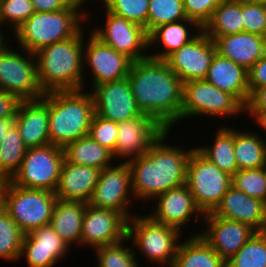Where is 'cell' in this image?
<instances>
[{"instance_id":"d590c367","label":"cell","mask_w":266,"mask_h":267,"mask_svg":"<svg viewBox=\"0 0 266 267\" xmlns=\"http://www.w3.org/2000/svg\"><path fill=\"white\" fill-rule=\"evenodd\" d=\"M24 233L0 206V258L7 261L20 259Z\"/></svg>"},{"instance_id":"1f68e13d","label":"cell","mask_w":266,"mask_h":267,"mask_svg":"<svg viewBox=\"0 0 266 267\" xmlns=\"http://www.w3.org/2000/svg\"><path fill=\"white\" fill-rule=\"evenodd\" d=\"M219 128L211 146H200L195 149L207 160L233 176L238 171L234 155V128L232 126Z\"/></svg>"},{"instance_id":"ffe728a7","label":"cell","mask_w":266,"mask_h":267,"mask_svg":"<svg viewBox=\"0 0 266 267\" xmlns=\"http://www.w3.org/2000/svg\"><path fill=\"white\" fill-rule=\"evenodd\" d=\"M153 202L156 209L152 214L147 215L159 223L178 229L180 232L183 231L182 226L184 227L185 224L189 223V219L203 217L186 184L159 194L153 199Z\"/></svg>"},{"instance_id":"5bb4252c","label":"cell","mask_w":266,"mask_h":267,"mask_svg":"<svg viewBox=\"0 0 266 267\" xmlns=\"http://www.w3.org/2000/svg\"><path fill=\"white\" fill-rule=\"evenodd\" d=\"M216 54L214 41L201 29L196 36L164 61L183 83L204 80Z\"/></svg>"},{"instance_id":"4dcf8cb0","label":"cell","mask_w":266,"mask_h":267,"mask_svg":"<svg viewBox=\"0 0 266 267\" xmlns=\"http://www.w3.org/2000/svg\"><path fill=\"white\" fill-rule=\"evenodd\" d=\"M234 155L238 170L256 169L266 164V139L255 132L234 127Z\"/></svg>"},{"instance_id":"816d5d0a","label":"cell","mask_w":266,"mask_h":267,"mask_svg":"<svg viewBox=\"0 0 266 267\" xmlns=\"http://www.w3.org/2000/svg\"><path fill=\"white\" fill-rule=\"evenodd\" d=\"M1 26L2 25H0V53L4 52L9 47L6 42L7 36L5 37V34H3L6 32H4V30L2 31L3 28Z\"/></svg>"},{"instance_id":"8fae6325","label":"cell","mask_w":266,"mask_h":267,"mask_svg":"<svg viewBox=\"0 0 266 267\" xmlns=\"http://www.w3.org/2000/svg\"><path fill=\"white\" fill-rule=\"evenodd\" d=\"M10 45L0 53V90L16 95L20 100H36L45 93L38 81L35 53Z\"/></svg>"},{"instance_id":"8d00e7d4","label":"cell","mask_w":266,"mask_h":267,"mask_svg":"<svg viewBox=\"0 0 266 267\" xmlns=\"http://www.w3.org/2000/svg\"><path fill=\"white\" fill-rule=\"evenodd\" d=\"M226 267H266V231L256 232L226 261Z\"/></svg>"},{"instance_id":"f6af8a7d","label":"cell","mask_w":266,"mask_h":267,"mask_svg":"<svg viewBox=\"0 0 266 267\" xmlns=\"http://www.w3.org/2000/svg\"><path fill=\"white\" fill-rule=\"evenodd\" d=\"M266 86V54L248 70V89L250 95L260 87Z\"/></svg>"},{"instance_id":"2e32d148","label":"cell","mask_w":266,"mask_h":267,"mask_svg":"<svg viewBox=\"0 0 266 267\" xmlns=\"http://www.w3.org/2000/svg\"><path fill=\"white\" fill-rule=\"evenodd\" d=\"M90 92L95 114L107 120L120 123L143 115L127 77L97 85Z\"/></svg>"},{"instance_id":"db71d44e","label":"cell","mask_w":266,"mask_h":267,"mask_svg":"<svg viewBox=\"0 0 266 267\" xmlns=\"http://www.w3.org/2000/svg\"><path fill=\"white\" fill-rule=\"evenodd\" d=\"M4 185V180L0 179V206H2V189Z\"/></svg>"},{"instance_id":"ab89813d","label":"cell","mask_w":266,"mask_h":267,"mask_svg":"<svg viewBox=\"0 0 266 267\" xmlns=\"http://www.w3.org/2000/svg\"><path fill=\"white\" fill-rule=\"evenodd\" d=\"M232 186L250 197L266 202V178L263 167L238 170L232 176Z\"/></svg>"},{"instance_id":"60d3db41","label":"cell","mask_w":266,"mask_h":267,"mask_svg":"<svg viewBox=\"0 0 266 267\" xmlns=\"http://www.w3.org/2000/svg\"><path fill=\"white\" fill-rule=\"evenodd\" d=\"M34 13L32 0H0V25L7 23L13 28L12 31L17 30Z\"/></svg>"},{"instance_id":"484cf974","label":"cell","mask_w":266,"mask_h":267,"mask_svg":"<svg viewBox=\"0 0 266 267\" xmlns=\"http://www.w3.org/2000/svg\"><path fill=\"white\" fill-rule=\"evenodd\" d=\"M204 80L221 91L230 93L246 107L250 91L248 89V71L245 68L216 53Z\"/></svg>"},{"instance_id":"74e56055","label":"cell","mask_w":266,"mask_h":267,"mask_svg":"<svg viewBox=\"0 0 266 267\" xmlns=\"http://www.w3.org/2000/svg\"><path fill=\"white\" fill-rule=\"evenodd\" d=\"M127 241H130L128 237L120 242L95 248L93 251L98 262L96 267H140L136 258L139 254L134 253V248L123 245Z\"/></svg>"},{"instance_id":"d6986e66","label":"cell","mask_w":266,"mask_h":267,"mask_svg":"<svg viewBox=\"0 0 266 267\" xmlns=\"http://www.w3.org/2000/svg\"><path fill=\"white\" fill-rule=\"evenodd\" d=\"M200 219L207 228L191 235L200 234L225 262L257 232L247 224L216 217L212 213L204 214Z\"/></svg>"},{"instance_id":"c3c4849f","label":"cell","mask_w":266,"mask_h":267,"mask_svg":"<svg viewBox=\"0 0 266 267\" xmlns=\"http://www.w3.org/2000/svg\"><path fill=\"white\" fill-rule=\"evenodd\" d=\"M245 109H266V86L257 88L250 95Z\"/></svg>"},{"instance_id":"4316f807","label":"cell","mask_w":266,"mask_h":267,"mask_svg":"<svg viewBox=\"0 0 266 267\" xmlns=\"http://www.w3.org/2000/svg\"><path fill=\"white\" fill-rule=\"evenodd\" d=\"M87 203L57 199L53 208L50 225L69 245H80L83 217Z\"/></svg>"},{"instance_id":"ee69618b","label":"cell","mask_w":266,"mask_h":267,"mask_svg":"<svg viewBox=\"0 0 266 267\" xmlns=\"http://www.w3.org/2000/svg\"><path fill=\"white\" fill-rule=\"evenodd\" d=\"M221 1L222 0H183L186 17L203 29L210 21L214 10Z\"/></svg>"},{"instance_id":"7a4b0ae2","label":"cell","mask_w":266,"mask_h":267,"mask_svg":"<svg viewBox=\"0 0 266 267\" xmlns=\"http://www.w3.org/2000/svg\"><path fill=\"white\" fill-rule=\"evenodd\" d=\"M164 131L142 156L128 162L134 199L150 202L159 194L186 184L187 164L194 148L165 143Z\"/></svg>"},{"instance_id":"6da1fadb","label":"cell","mask_w":266,"mask_h":267,"mask_svg":"<svg viewBox=\"0 0 266 267\" xmlns=\"http://www.w3.org/2000/svg\"><path fill=\"white\" fill-rule=\"evenodd\" d=\"M127 78L143 114L157 120L166 130L181 122L183 82L164 60L149 56L134 61Z\"/></svg>"},{"instance_id":"681fc988","label":"cell","mask_w":266,"mask_h":267,"mask_svg":"<svg viewBox=\"0 0 266 267\" xmlns=\"http://www.w3.org/2000/svg\"><path fill=\"white\" fill-rule=\"evenodd\" d=\"M245 112L252 116L255 123L266 130V109H245Z\"/></svg>"},{"instance_id":"7c38bea8","label":"cell","mask_w":266,"mask_h":267,"mask_svg":"<svg viewBox=\"0 0 266 267\" xmlns=\"http://www.w3.org/2000/svg\"><path fill=\"white\" fill-rule=\"evenodd\" d=\"M132 201L134 199L131 170L127 162L123 160L117 166L113 164L100 170L97 184L88 204L96 208L115 210L129 220L135 215L130 214L129 208Z\"/></svg>"},{"instance_id":"30bf717a","label":"cell","mask_w":266,"mask_h":267,"mask_svg":"<svg viewBox=\"0 0 266 267\" xmlns=\"http://www.w3.org/2000/svg\"><path fill=\"white\" fill-rule=\"evenodd\" d=\"M245 113V107L230 93L221 91L205 80L183 83V103L180 120L183 118L231 117Z\"/></svg>"},{"instance_id":"d6a6232c","label":"cell","mask_w":266,"mask_h":267,"mask_svg":"<svg viewBox=\"0 0 266 267\" xmlns=\"http://www.w3.org/2000/svg\"><path fill=\"white\" fill-rule=\"evenodd\" d=\"M202 30L212 40L216 37L242 33V4L235 0H222Z\"/></svg>"},{"instance_id":"8992f818","label":"cell","mask_w":266,"mask_h":267,"mask_svg":"<svg viewBox=\"0 0 266 267\" xmlns=\"http://www.w3.org/2000/svg\"><path fill=\"white\" fill-rule=\"evenodd\" d=\"M56 200L52 191L22 188L4 181L2 207L24 234L50 224Z\"/></svg>"},{"instance_id":"277c9868","label":"cell","mask_w":266,"mask_h":267,"mask_svg":"<svg viewBox=\"0 0 266 267\" xmlns=\"http://www.w3.org/2000/svg\"><path fill=\"white\" fill-rule=\"evenodd\" d=\"M94 114L90 90L48 92L49 143L64 148L68 143L88 135Z\"/></svg>"},{"instance_id":"f35d334b","label":"cell","mask_w":266,"mask_h":267,"mask_svg":"<svg viewBox=\"0 0 266 267\" xmlns=\"http://www.w3.org/2000/svg\"><path fill=\"white\" fill-rule=\"evenodd\" d=\"M104 9L142 27L147 26L149 0H101Z\"/></svg>"},{"instance_id":"bcb514c9","label":"cell","mask_w":266,"mask_h":267,"mask_svg":"<svg viewBox=\"0 0 266 267\" xmlns=\"http://www.w3.org/2000/svg\"><path fill=\"white\" fill-rule=\"evenodd\" d=\"M35 12H52L73 6H83L79 0H32Z\"/></svg>"},{"instance_id":"d4e9b609","label":"cell","mask_w":266,"mask_h":267,"mask_svg":"<svg viewBox=\"0 0 266 267\" xmlns=\"http://www.w3.org/2000/svg\"><path fill=\"white\" fill-rule=\"evenodd\" d=\"M216 53L231 59L247 71L266 54V37L242 32L213 39Z\"/></svg>"},{"instance_id":"b9f144b4","label":"cell","mask_w":266,"mask_h":267,"mask_svg":"<svg viewBox=\"0 0 266 267\" xmlns=\"http://www.w3.org/2000/svg\"><path fill=\"white\" fill-rule=\"evenodd\" d=\"M117 131L118 123L94 114L90 124L89 136L112 153H114L118 138Z\"/></svg>"},{"instance_id":"f907efd6","label":"cell","mask_w":266,"mask_h":267,"mask_svg":"<svg viewBox=\"0 0 266 267\" xmlns=\"http://www.w3.org/2000/svg\"><path fill=\"white\" fill-rule=\"evenodd\" d=\"M14 124V118H2L0 119V145L1 141L8 131V129Z\"/></svg>"},{"instance_id":"7dc6e473","label":"cell","mask_w":266,"mask_h":267,"mask_svg":"<svg viewBox=\"0 0 266 267\" xmlns=\"http://www.w3.org/2000/svg\"><path fill=\"white\" fill-rule=\"evenodd\" d=\"M20 101L16 95L0 90V119L15 118Z\"/></svg>"},{"instance_id":"ac0fdd59","label":"cell","mask_w":266,"mask_h":267,"mask_svg":"<svg viewBox=\"0 0 266 267\" xmlns=\"http://www.w3.org/2000/svg\"><path fill=\"white\" fill-rule=\"evenodd\" d=\"M83 61L92 72L91 89L102 83L127 77L133 62L126 55L104 44L91 32L88 41L84 42Z\"/></svg>"},{"instance_id":"11a10c76","label":"cell","mask_w":266,"mask_h":267,"mask_svg":"<svg viewBox=\"0 0 266 267\" xmlns=\"http://www.w3.org/2000/svg\"><path fill=\"white\" fill-rule=\"evenodd\" d=\"M263 169H264V175H265V178H266V164L263 166Z\"/></svg>"},{"instance_id":"f5cc1de1","label":"cell","mask_w":266,"mask_h":267,"mask_svg":"<svg viewBox=\"0 0 266 267\" xmlns=\"http://www.w3.org/2000/svg\"><path fill=\"white\" fill-rule=\"evenodd\" d=\"M241 4H266V0H235Z\"/></svg>"},{"instance_id":"52a82bcc","label":"cell","mask_w":266,"mask_h":267,"mask_svg":"<svg viewBox=\"0 0 266 267\" xmlns=\"http://www.w3.org/2000/svg\"><path fill=\"white\" fill-rule=\"evenodd\" d=\"M181 235L178 229L159 223L149 215L135 214L128 220L127 237L133 242L132 246L138 249L134 253L144 254L149 263L171 267Z\"/></svg>"},{"instance_id":"9c48e42d","label":"cell","mask_w":266,"mask_h":267,"mask_svg":"<svg viewBox=\"0 0 266 267\" xmlns=\"http://www.w3.org/2000/svg\"><path fill=\"white\" fill-rule=\"evenodd\" d=\"M64 160L59 146L27 148L20 168L9 181L22 188L55 192Z\"/></svg>"},{"instance_id":"ba28073f","label":"cell","mask_w":266,"mask_h":267,"mask_svg":"<svg viewBox=\"0 0 266 267\" xmlns=\"http://www.w3.org/2000/svg\"><path fill=\"white\" fill-rule=\"evenodd\" d=\"M186 185L202 214L212 213L232 186V176L220 170L194 147L186 173Z\"/></svg>"},{"instance_id":"83f0119b","label":"cell","mask_w":266,"mask_h":267,"mask_svg":"<svg viewBox=\"0 0 266 267\" xmlns=\"http://www.w3.org/2000/svg\"><path fill=\"white\" fill-rule=\"evenodd\" d=\"M189 26L192 28L196 27V33L193 32V35H191V30L188 28ZM200 30L201 28L194 21L189 19L165 24L156 28L149 35V47H151V49L154 47L159 52H155L156 54L154 55L149 54V56L164 60L172 52L178 50L184 44L192 40ZM159 45L162 51H160V49L158 50Z\"/></svg>"},{"instance_id":"e0dca14e","label":"cell","mask_w":266,"mask_h":267,"mask_svg":"<svg viewBox=\"0 0 266 267\" xmlns=\"http://www.w3.org/2000/svg\"><path fill=\"white\" fill-rule=\"evenodd\" d=\"M164 131L166 129L147 114L118 123L114 159L119 157L128 163L142 156Z\"/></svg>"},{"instance_id":"5b68a950","label":"cell","mask_w":266,"mask_h":267,"mask_svg":"<svg viewBox=\"0 0 266 267\" xmlns=\"http://www.w3.org/2000/svg\"><path fill=\"white\" fill-rule=\"evenodd\" d=\"M83 6H73L52 12H35L13 32L17 48L36 53L41 48L75 36L91 16ZM82 11H81V10ZM87 17V18H86ZM88 19V20H87ZM90 19V20H89Z\"/></svg>"},{"instance_id":"e575fe53","label":"cell","mask_w":266,"mask_h":267,"mask_svg":"<svg viewBox=\"0 0 266 267\" xmlns=\"http://www.w3.org/2000/svg\"><path fill=\"white\" fill-rule=\"evenodd\" d=\"M146 32L150 35L156 28L186 20L183 0H149Z\"/></svg>"},{"instance_id":"3957f363","label":"cell","mask_w":266,"mask_h":267,"mask_svg":"<svg viewBox=\"0 0 266 267\" xmlns=\"http://www.w3.org/2000/svg\"><path fill=\"white\" fill-rule=\"evenodd\" d=\"M83 34L82 28L70 39L47 45L35 53L38 81L44 93L85 88Z\"/></svg>"},{"instance_id":"836d02e7","label":"cell","mask_w":266,"mask_h":267,"mask_svg":"<svg viewBox=\"0 0 266 267\" xmlns=\"http://www.w3.org/2000/svg\"><path fill=\"white\" fill-rule=\"evenodd\" d=\"M27 147L13 124L4 135L0 145V179L6 181L20 168Z\"/></svg>"},{"instance_id":"9f6ffc18","label":"cell","mask_w":266,"mask_h":267,"mask_svg":"<svg viewBox=\"0 0 266 267\" xmlns=\"http://www.w3.org/2000/svg\"><path fill=\"white\" fill-rule=\"evenodd\" d=\"M83 5L87 2V0H79ZM86 1V2H85Z\"/></svg>"},{"instance_id":"9a60e30c","label":"cell","mask_w":266,"mask_h":267,"mask_svg":"<svg viewBox=\"0 0 266 267\" xmlns=\"http://www.w3.org/2000/svg\"><path fill=\"white\" fill-rule=\"evenodd\" d=\"M128 219L112 209L96 208L87 203L83 217L80 245L98 248L127 238Z\"/></svg>"},{"instance_id":"f546056e","label":"cell","mask_w":266,"mask_h":267,"mask_svg":"<svg viewBox=\"0 0 266 267\" xmlns=\"http://www.w3.org/2000/svg\"><path fill=\"white\" fill-rule=\"evenodd\" d=\"M63 150L65 159L73 164L94 167L99 170L113 165V153L93 140L89 134L68 143Z\"/></svg>"},{"instance_id":"7bdbcfd3","label":"cell","mask_w":266,"mask_h":267,"mask_svg":"<svg viewBox=\"0 0 266 267\" xmlns=\"http://www.w3.org/2000/svg\"><path fill=\"white\" fill-rule=\"evenodd\" d=\"M243 32L266 37V4H242Z\"/></svg>"},{"instance_id":"7402d4cb","label":"cell","mask_w":266,"mask_h":267,"mask_svg":"<svg viewBox=\"0 0 266 267\" xmlns=\"http://www.w3.org/2000/svg\"><path fill=\"white\" fill-rule=\"evenodd\" d=\"M48 93L36 100H21L14 125L27 148L49 145Z\"/></svg>"},{"instance_id":"cb8c5ba5","label":"cell","mask_w":266,"mask_h":267,"mask_svg":"<svg viewBox=\"0 0 266 267\" xmlns=\"http://www.w3.org/2000/svg\"><path fill=\"white\" fill-rule=\"evenodd\" d=\"M99 173L98 168L73 164L65 159L54 192L57 199L88 203L97 184Z\"/></svg>"},{"instance_id":"f1b7e54d","label":"cell","mask_w":266,"mask_h":267,"mask_svg":"<svg viewBox=\"0 0 266 267\" xmlns=\"http://www.w3.org/2000/svg\"><path fill=\"white\" fill-rule=\"evenodd\" d=\"M189 236L179 243L171 267H226V262L200 234Z\"/></svg>"},{"instance_id":"603a6c76","label":"cell","mask_w":266,"mask_h":267,"mask_svg":"<svg viewBox=\"0 0 266 267\" xmlns=\"http://www.w3.org/2000/svg\"><path fill=\"white\" fill-rule=\"evenodd\" d=\"M212 214L247 224L257 232L266 231V202L231 186Z\"/></svg>"},{"instance_id":"4fadbf2b","label":"cell","mask_w":266,"mask_h":267,"mask_svg":"<svg viewBox=\"0 0 266 267\" xmlns=\"http://www.w3.org/2000/svg\"><path fill=\"white\" fill-rule=\"evenodd\" d=\"M105 13L104 26L94 28L92 34L104 44L126 55L133 62L149 57L146 53V50H150L149 35L145 28L116 16L106 9Z\"/></svg>"},{"instance_id":"44dd1931","label":"cell","mask_w":266,"mask_h":267,"mask_svg":"<svg viewBox=\"0 0 266 267\" xmlns=\"http://www.w3.org/2000/svg\"><path fill=\"white\" fill-rule=\"evenodd\" d=\"M69 245L48 224L24 235L20 257L28 267H53L69 253Z\"/></svg>"}]
</instances>
